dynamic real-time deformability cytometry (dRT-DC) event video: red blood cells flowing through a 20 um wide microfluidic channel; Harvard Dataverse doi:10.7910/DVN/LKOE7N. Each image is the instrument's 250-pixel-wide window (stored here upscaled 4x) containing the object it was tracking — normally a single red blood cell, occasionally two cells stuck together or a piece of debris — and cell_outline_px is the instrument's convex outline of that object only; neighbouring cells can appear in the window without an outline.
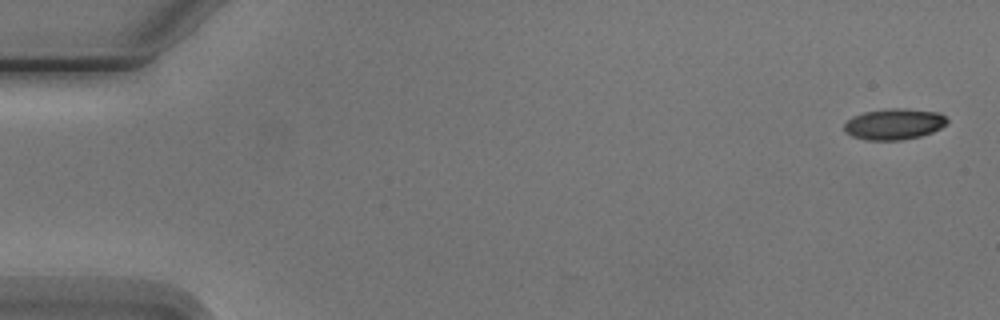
{"species": "Egyptian fruit bat (a non-hibernating species)", "species_latin": "Rousettus aegyptiacus", "temperature_condition": "cold", "stored_images_in_passage": 7, "camera_frame_rate_fps": 3000, "um_per_image_px": 0.085, "animal": {"sex": "male"}, "frame": {"image": 1, "passage_image": 1, "time_ms": 0.0, "image_size_px": [1000, 320], "cell_outline_px": [[948, 124], [932, 132], [920, 136], [900, 140], [868, 140], [852, 136], [844, 132], [844, 124], [852, 116], [864, 112], [884, 108], [904, 108], [940, 112], [948, 120]], "centroid_in_image_um": [76.0, 10.53], "position_along_channel_um": 9.0, "area_um2": 18.79}}
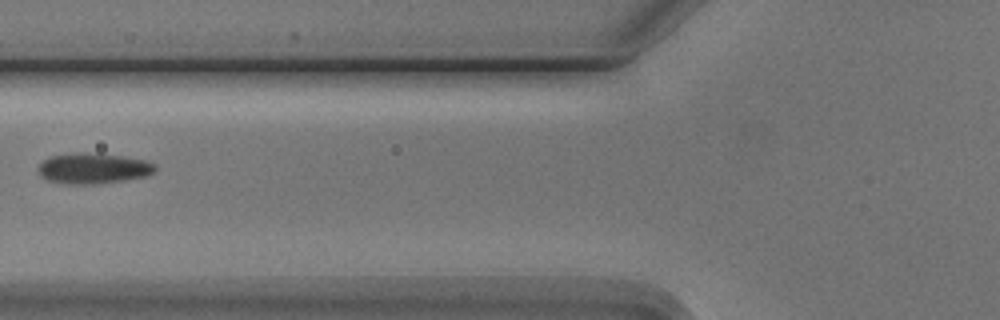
{"frame": {"image": 2, "passage_image": 6, "time_ms": 6.667, "image_size_px": [1000, 320], "cell_outline_px": [[156, 168], [152, 172], [144, 176], [96, 184], [76, 184], [48, 180], [40, 172], [40, 164], [48, 156], [76, 152], [80, 152], [124, 156], [144, 160], [152, 164]], "centroid_in_image_um": [7.91, 14.29], "position_along_channel_um": 117.9, "area_um2": 20.23}}
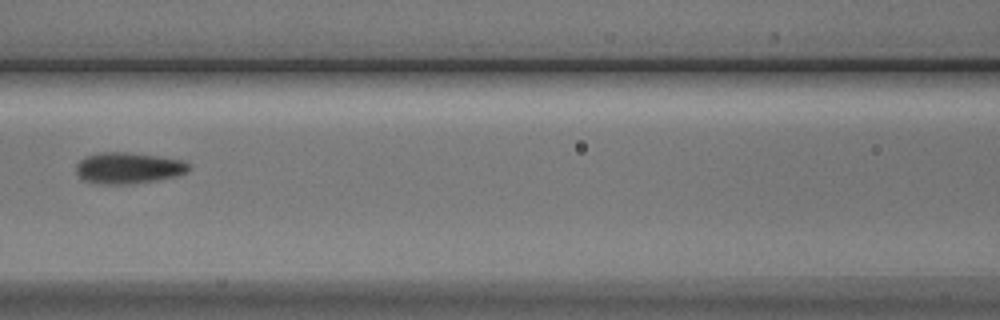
{"frame": {"image": 3, "passage_image": 7, "time_ms": 7.667, "image_size_px": [1000, 320], "cell_outline_px": [[192, 168], [188, 172], [176, 176], [156, 180], [128, 184], [104, 184], [84, 180], [76, 172], [76, 164], [84, 156], [100, 152], [124, 152], [160, 156], [184, 160], [192, 164]], "centroid_in_image_um": [10.96, 14.26], "position_along_channel_um": 155.6, "area_um2": 20.69}}